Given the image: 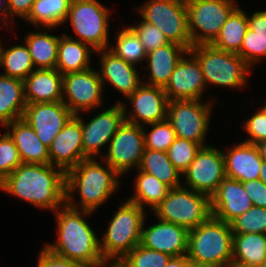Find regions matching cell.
Returning <instances> with one entry per match:
<instances>
[{
    "mask_svg": "<svg viewBox=\"0 0 266 267\" xmlns=\"http://www.w3.org/2000/svg\"><path fill=\"white\" fill-rule=\"evenodd\" d=\"M73 196L66 194V203L54 212L57 219L58 241L55 244L47 243L45 247L85 267H105L108 263L101 254L100 241L84 219V216L92 212L80 211L78 203L73 201Z\"/></svg>",
    "mask_w": 266,
    "mask_h": 267,
    "instance_id": "obj_1",
    "label": "cell"
},
{
    "mask_svg": "<svg viewBox=\"0 0 266 267\" xmlns=\"http://www.w3.org/2000/svg\"><path fill=\"white\" fill-rule=\"evenodd\" d=\"M55 167L22 163L0 182V189L37 208L55 212L66 203V173Z\"/></svg>",
    "mask_w": 266,
    "mask_h": 267,
    "instance_id": "obj_2",
    "label": "cell"
},
{
    "mask_svg": "<svg viewBox=\"0 0 266 267\" xmlns=\"http://www.w3.org/2000/svg\"><path fill=\"white\" fill-rule=\"evenodd\" d=\"M94 158L80 161L66 172V194L78 190L80 210L94 212L119 187V174L106 162L99 164Z\"/></svg>",
    "mask_w": 266,
    "mask_h": 267,
    "instance_id": "obj_3",
    "label": "cell"
},
{
    "mask_svg": "<svg viewBox=\"0 0 266 267\" xmlns=\"http://www.w3.org/2000/svg\"><path fill=\"white\" fill-rule=\"evenodd\" d=\"M186 256L197 267L232 266L231 225L211 215L204 223L189 230Z\"/></svg>",
    "mask_w": 266,
    "mask_h": 267,
    "instance_id": "obj_4",
    "label": "cell"
},
{
    "mask_svg": "<svg viewBox=\"0 0 266 267\" xmlns=\"http://www.w3.org/2000/svg\"><path fill=\"white\" fill-rule=\"evenodd\" d=\"M145 215L142 207L128 200L120 205L100 241L101 254L108 264H117L140 244Z\"/></svg>",
    "mask_w": 266,
    "mask_h": 267,
    "instance_id": "obj_5",
    "label": "cell"
},
{
    "mask_svg": "<svg viewBox=\"0 0 266 267\" xmlns=\"http://www.w3.org/2000/svg\"><path fill=\"white\" fill-rule=\"evenodd\" d=\"M199 62L206 85L244 87L250 66L235 53L223 51L212 44L192 46L189 49Z\"/></svg>",
    "mask_w": 266,
    "mask_h": 267,
    "instance_id": "obj_6",
    "label": "cell"
},
{
    "mask_svg": "<svg viewBox=\"0 0 266 267\" xmlns=\"http://www.w3.org/2000/svg\"><path fill=\"white\" fill-rule=\"evenodd\" d=\"M153 211L156 218L183 226L188 230L196 228L212 215L210 198L184 185L170 189Z\"/></svg>",
    "mask_w": 266,
    "mask_h": 267,
    "instance_id": "obj_7",
    "label": "cell"
},
{
    "mask_svg": "<svg viewBox=\"0 0 266 267\" xmlns=\"http://www.w3.org/2000/svg\"><path fill=\"white\" fill-rule=\"evenodd\" d=\"M186 7L191 43L197 46L212 44L238 6L233 0H186Z\"/></svg>",
    "mask_w": 266,
    "mask_h": 267,
    "instance_id": "obj_8",
    "label": "cell"
},
{
    "mask_svg": "<svg viewBox=\"0 0 266 267\" xmlns=\"http://www.w3.org/2000/svg\"><path fill=\"white\" fill-rule=\"evenodd\" d=\"M110 11L97 0H72L66 21L70 20L78 39L95 51L108 49Z\"/></svg>",
    "mask_w": 266,
    "mask_h": 267,
    "instance_id": "obj_9",
    "label": "cell"
},
{
    "mask_svg": "<svg viewBox=\"0 0 266 267\" xmlns=\"http://www.w3.org/2000/svg\"><path fill=\"white\" fill-rule=\"evenodd\" d=\"M137 10L145 22L155 25L170 42L188 50L192 47L186 0H150Z\"/></svg>",
    "mask_w": 266,
    "mask_h": 267,
    "instance_id": "obj_10",
    "label": "cell"
},
{
    "mask_svg": "<svg viewBox=\"0 0 266 267\" xmlns=\"http://www.w3.org/2000/svg\"><path fill=\"white\" fill-rule=\"evenodd\" d=\"M202 100H172L167 105V120L171 123L176 136L204 145L210 123V102Z\"/></svg>",
    "mask_w": 266,
    "mask_h": 267,
    "instance_id": "obj_11",
    "label": "cell"
},
{
    "mask_svg": "<svg viewBox=\"0 0 266 267\" xmlns=\"http://www.w3.org/2000/svg\"><path fill=\"white\" fill-rule=\"evenodd\" d=\"M103 159L120 176L136 165L138 169L145 150L143 126L123 121L108 144Z\"/></svg>",
    "mask_w": 266,
    "mask_h": 267,
    "instance_id": "obj_12",
    "label": "cell"
},
{
    "mask_svg": "<svg viewBox=\"0 0 266 267\" xmlns=\"http://www.w3.org/2000/svg\"><path fill=\"white\" fill-rule=\"evenodd\" d=\"M62 90V102L74 115L102 106V80L99 72L92 68L64 74Z\"/></svg>",
    "mask_w": 266,
    "mask_h": 267,
    "instance_id": "obj_13",
    "label": "cell"
},
{
    "mask_svg": "<svg viewBox=\"0 0 266 267\" xmlns=\"http://www.w3.org/2000/svg\"><path fill=\"white\" fill-rule=\"evenodd\" d=\"M181 176H185L188 185L184 187L210 198L226 177L223 151L213 146L201 147Z\"/></svg>",
    "mask_w": 266,
    "mask_h": 267,
    "instance_id": "obj_14",
    "label": "cell"
},
{
    "mask_svg": "<svg viewBox=\"0 0 266 267\" xmlns=\"http://www.w3.org/2000/svg\"><path fill=\"white\" fill-rule=\"evenodd\" d=\"M73 115L62 101L42 102L27 104L23 119L34 129L41 142L49 148Z\"/></svg>",
    "mask_w": 266,
    "mask_h": 267,
    "instance_id": "obj_15",
    "label": "cell"
},
{
    "mask_svg": "<svg viewBox=\"0 0 266 267\" xmlns=\"http://www.w3.org/2000/svg\"><path fill=\"white\" fill-rule=\"evenodd\" d=\"M128 99L133 105V111L127 114L126 105L121 103L125 121L144 127V124L162 122L167 119L168 99L162 87L147 85L143 82Z\"/></svg>",
    "mask_w": 266,
    "mask_h": 267,
    "instance_id": "obj_16",
    "label": "cell"
},
{
    "mask_svg": "<svg viewBox=\"0 0 266 267\" xmlns=\"http://www.w3.org/2000/svg\"><path fill=\"white\" fill-rule=\"evenodd\" d=\"M121 103L118 101L114 106L98 113L88 123L80 117L83 152L88 158H94L101 153V147L111 141L123 123L124 109Z\"/></svg>",
    "mask_w": 266,
    "mask_h": 267,
    "instance_id": "obj_17",
    "label": "cell"
},
{
    "mask_svg": "<svg viewBox=\"0 0 266 267\" xmlns=\"http://www.w3.org/2000/svg\"><path fill=\"white\" fill-rule=\"evenodd\" d=\"M187 57L179 61L167 85L163 88L168 101L202 99L203 91L207 86L202 69L198 60L189 51Z\"/></svg>",
    "mask_w": 266,
    "mask_h": 267,
    "instance_id": "obj_18",
    "label": "cell"
},
{
    "mask_svg": "<svg viewBox=\"0 0 266 267\" xmlns=\"http://www.w3.org/2000/svg\"><path fill=\"white\" fill-rule=\"evenodd\" d=\"M80 114L73 115L48 148L50 164L65 173L88 157L83 152Z\"/></svg>",
    "mask_w": 266,
    "mask_h": 267,
    "instance_id": "obj_19",
    "label": "cell"
},
{
    "mask_svg": "<svg viewBox=\"0 0 266 267\" xmlns=\"http://www.w3.org/2000/svg\"><path fill=\"white\" fill-rule=\"evenodd\" d=\"M144 228L142 226L140 245L169 255L170 257L186 256L188 250L189 230L183 226L161 219Z\"/></svg>",
    "mask_w": 266,
    "mask_h": 267,
    "instance_id": "obj_20",
    "label": "cell"
},
{
    "mask_svg": "<svg viewBox=\"0 0 266 267\" xmlns=\"http://www.w3.org/2000/svg\"><path fill=\"white\" fill-rule=\"evenodd\" d=\"M252 206L242 182L229 177L223 179L210 197L212 216L229 224Z\"/></svg>",
    "mask_w": 266,
    "mask_h": 267,
    "instance_id": "obj_21",
    "label": "cell"
},
{
    "mask_svg": "<svg viewBox=\"0 0 266 267\" xmlns=\"http://www.w3.org/2000/svg\"><path fill=\"white\" fill-rule=\"evenodd\" d=\"M95 53L101 55V70L98 72L103 86L107 81L127 98L143 83L135 65L117 57L109 49Z\"/></svg>",
    "mask_w": 266,
    "mask_h": 267,
    "instance_id": "obj_22",
    "label": "cell"
},
{
    "mask_svg": "<svg viewBox=\"0 0 266 267\" xmlns=\"http://www.w3.org/2000/svg\"><path fill=\"white\" fill-rule=\"evenodd\" d=\"M223 155L226 177L240 182L259 179L263 160L256 145L240 142Z\"/></svg>",
    "mask_w": 266,
    "mask_h": 267,
    "instance_id": "obj_23",
    "label": "cell"
},
{
    "mask_svg": "<svg viewBox=\"0 0 266 267\" xmlns=\"http://www.w3.org/2000/svg\"><path fill=\"white\" fill-rule=\"evenodd\" d=\"M24 83L26 104L63 100V75L56 69H34Z\"/></svg>",
    "mask_w": 266,
    "mask_h": 267,
    "instance_id": "obj_24",
    "label": "cell"
},
{
    "mask_svg": "<svg viewBox=\"0 0 266 267\" xmlns=\"http://www.w3.org/2000/svg\"><path fill=\"white\" fill-rule=\"evenodd\" d=\"M6 132L16 145L23 163L50 164L49 150L23 118L5 125Z\"/></svg>",
    "mask_w": 266,
    "mask_h": 267,
    "instance_id": "obj_25",
    "label": "cell"
},
{
    "mask_svg": "<svg viewBox=\"0 0 266 267\" xmlns=\"http://www.w3.org/2000/svg\"><path fill=\"white\" fill-rule=\"evenodd\" d=\"M188 51L184 46L170 42L148 52L146 62H148L149 80L144 84L164 88L177 64Z\"/></svg>",
    "mask_w": 266,
    "mask_h": 267,
    "instance_id": "obj_26",
    "label": "cell"
},
{
    "mask_svg": "<svg viewBox=\"0 0 266 267\" xmlns=\"http://www.w3.org/2000/svg\"><path fill=\"white\" fill-rule=\"evenodd\" d=\"M91 46L76 38L63 34L59 38L56 69L62 74L81 72L90 67Z\"/></svg>",
    "mask_w": 266,
    "mask_h": 267,
    "instance_id": "obj_27",
    "label": "cell"
},
{
    "mask_svg": "<svg viewBox=\"0 0 266 267\" xmlns=\"http://www.w3.org/2000/svg\"><path fill=\"white\" fill-rule=\"evenodd\" d=\"M266 261V234H233L232 267H263Z\"/></svg>",
    "mask_w": 266,
    "mask_h": 267,
    "instance_id": "obj_28",
    "label": "cell"
},
{
    "mask_svg": "<svg viewBox=\"0 0 266 267\" xmlns=\"http://www.w3.org/2000/svg\"><path fill=\"white\" fill-rule=\"evenodd\" d=\"M26 105L23 81L0 74V125L23 118Z\"/></svg>",
    "mask_w": 266,
    "mask_h": 267,
    "instance_id": "obj_29",
    "label": "cell"
},
{
    "mask_svg": "<svg viewBox=\"0 0 266 267\" xmlns=\"http://www.w3.org/2000/svg\"><path fill=\"white\" fill-rule=\"evenodd\" d=\"M60 36L47 32H30L26 35L25 43L36 69H54L57 63V51Z\"/></svg>",
    "mask_w": 266,
    "mask_h": 267,
    "instance_id": "obj_30",
    "label": "cell"
},
{
    "mask_svg": "<svg viewBox=\"0 0 266 267\" xmlns=\"http://www.w3.org/2000/svg\"><path fill=\"white\" fill-rule=\"evenodd\" d=\"M72 0H35L29 15L25 18L40 28H56L65 23Z\"/></svg>",
    "mask_w": 266,
    "mask_h": 267,
    "instance_id": "obj_31",
    "label": "cell"
},
{
    "mask_svg": "<svg viewBox=\"0 0 266 267\" xmlns=\"http://www.w3.org/2000/svg\"><path fill=\"white\" fill-rule=\"evenodd\" d=\"M248 29V15L237 7L220 30L212 45L223 51L238 54Z\"/></svg>",
    "mask_w": 266,
    "mask_h": 267,
    "instance_id": "obj_32",
    "label": "cell"
},
{
    "mask_svg": "<svg viewBox=\"0 0 266 267\" xmlns=\"http://www.w3.org/2000/svg\"><path fill=\"white\" fill-rule=\"evenodd\" d=\"M138 169L153 175L171 189L182 186V174L173 166L166 152L145 149Z\"/></svg>",
    "mask_w": 266,
    "mask_h": 267,
    "instance_id": "obj_33",
    "label": "cell"
},
{
    "mask_svg": "<svg viewBox=\"0 0 266 267\" xmlns=\"http://www.w3.org/2000/svg\"><path fill=\"white\" fill-rule=\"evenodd\" d=\"M137 170L138 176L134 185L135 194L128 201L138 204L143 209L149 206L153 211L163 201L171 188L153 175Z\"/></svg>",
    "mask_w": 266,
    "mask_h": 267,
    "instance_id": "obj_34",
    "label": "cell"
},
{
    "mask_svg": "<svg viewBox=\"0 0 266 267\" xmlns=\"http://www.w3.org/2000/svg\"><path fill=\"white\" fill-rule=\"evenodd\" d=\"M0 66L5 70L3 75L22 81H24L35 68L26 43L25 45L19 44L4 49L0 42Z\"/></svg>",
    "mask_w": 266,
    "mask_h": 267,
    "instance_id": "obj_35",
    "label": "cell"
},
{
    "mask_svg": "<svg viewBox=\"0 0 266 267\" xmlns=\"http://www.w3.org/2000/svg\"><path fill=\"white\" fill-rule=\"evenodd\" d=\"M116 38V46L109 50L124 61L136 65L146 60L147 52L136 33L130 28L125 27Z\"/></svg>",
    "mask_w": 266,
    "mask_h": 267,
    "instance_id": "obj_36",
    "label": "cell"
},
{
    "mask_svg": "<svg viewBox=\"0 0 266 267\" xmlns=\"http://www.w3.org/2000/svg\"><path fill=\"white\" fill-rule=\"evenodd\" d=\"M170 256L142 245L135 246L121 261L119 267H163Z\"/></svg>",
    "mask_w": 266,
    "mask_h": 267,
    "instance_id": "obj_37",
    "label": "cell"
},
{
    "mask_svg": "<svg viewBox=\"0 0 266 267\" xmlns=\"http://www.w3.org/2000/svg\"><path fill=\"white\" fill-rule=\"evenodd\" d=\"M233 234H266V208L252 206L231 223Z\"/></svg>",
    "mask_w": 266,
    "mask_h": 267,
    "instance_id": "obj_38",
    "label": "cell"
},
{
    "mask_svg": "<svg viewBox=\"0 0 266 267\" xmlns=\"http://www.w3.org/2000/svg\"><path fill=\"white\" fill-rule=\"evenodd\" d=\"M201 145L182 138H176L166 153L173 166L183 174L195 159Z\"/></svg>",
    "mask_w": 266,
    "mask_h": 267,
    "instance_id": "obj_39",
    "label": "cell"
},
{
    "mask_svg": "<svg viewBox=\"0 0 266 267\" xmlns=\"http://www.w3.org/2000/svg\"><path fill=\"white\" fill-rule=\"evenodd\" d=\"M148 125L152 126V130L147 133L143 128L145 149L166 152L177 138L171 123L166 119Z\"/></svg>",
    "mask_w": 266,
    "mask_h": 267,
    "instance_id": "obj_40",
    "label": "cell"
},
{
    "mask_svg": "<svg viewBox=\"0 0 266 267\" xmlns=\"http://www.w3.org/2000/svg\"><path fill=\"white\" fill-rule=\"evenodd\" d=\"M23 162L19 151L7 132L0 137V182Z\"/></svg>",
    "mask_w": 266,
    "mask_h": 267,
    "instance_id": "obj_41",
    "label": "cell"
},
{
    "mask_svg": "<svg viewBox=\"0 0 266 267\" xmlns=\"http://www.w3.org/2000/svg\"><path fill=\"white\" fill-rule=\"evenodd\" d=\"M238 55L252 68L262 57H266V40L248 28Z\"/></svg>",
    "mask_w": 266,
    "mask_h": 267,
    "instance_id": "obj_42",
    "label": "cell"
},
{
    "mask_svg": "<svg viewBox=\"0 0 266 267\" xmlns=\"http://www.w3.org/2000/svg\"><path fill=\"white\" fill-rule=\"evenodd\" d=\"M129 27L136 33L147 53L170 43L161 30L144 20L137 26L134 25Z\"/></svg>",
    "mask_w": 266,
    "mask_h": 267,
    "instance_id": "obj_43",
    "label": "cell"
},
{
    "mask_svg": "<svg viewBox=\"0 0 266 267\" xmlns=\"http://www.w3.org/2000/svg\"><path fill=\"white\" fill-rule=\"evenodd\" d=\"M243 127L249 136L244 142L256 145L266 140V115L261 109L252 117L248 118L244 122Z\"/></svg>",
    "mask_w": 266,
    "mask_h": 267,
    "instance_id": "obj_44",
    "label": "cell"
},
{
    "mask_svg": "<svg viewBox=\"0 0 266 267\" xmlns=\"http://www.w3.org/2000/svg\"><path fill=\"white\" fill-rule=\"evenodd\" d=\"M37 267H85L74 260L67 259L50 251L45 246L41 249Z\"/></svg>",
    "mask_w": 266,
    "mask_h": 267,
    "instance_id": "obj_45",
    "label": "cell"
},
{
    "mask_svg": "<svg viewBox=\"0 0 266 267\" xmlns=\"http://www.w3.org/2000/svg\"><path fill=\"white\" fill-rule=\"evenodd\" d=\"M244 190L248 194L252 205L266 208V184L260 179L242 182Z\"/></svg>",
    "mask_w": 266,
    "mask_h": 267,
    "instance_id": "obj_46",
    "label": "cell"
},
{
    "mask_svg": "<svg viewBox=\"0 0 266 267\" xmlns=\"http://www.w3.org/2000/svg\"><path fill=\"white\" fill-rule=\"evenodd\" d=\"M248 28L266 40V10L256 11L251 17L248 16Z\"/></svg>",
    "mask_w": 266,
    "mask_h": 267,
    "instance_id": "obj_47",
    "label": "cell"
},
{
    "mask_svg": "<svg viewBox=\"0 0 266 267\" xmlns=\"http://www.w3.org/2000/svg\"><path fill=\"white\" fill-rule=\"evenodd\" d=\"M35 0H8V11L11 16L26 18Z\"/></svg>",
    "mask_w": 266,
    "mask_h": 267,
    "instance_id": "obj_48",
    "label": "cell"
},
{
    "mask_svg": "<svg viewBox=\"0 0 266 267\" xmlns=\"http://www.w3.org/2000/svg\"><path fill=\"white\" fill-rule=\"evenodd\" d=\"M163 267H197L187 256L171 257Z\"/></svg>",
    "mask_w": 266,
    "mask_h": 267,
    "instance_id": "obj_49",
    "label": "cell"
},
{
    "mask_svg": "<svg viewBox=\"0 0 266 267\" xmlns=\"http://www.w3.org/2000/svg\"><path fill=\"white\" fill-rule=\"evenodd\" d=\"M0 21L1 19L4 21L5 24L8 21V18L10 17L9 11H8V0H0ZM9 16V17H8Z\"/></svg>",
    "mask_w": 266,
    "mask_h": 267,
    "instance_id": "obj_50",
    "label": "cell"
},
{
    "mask_svg": "<svg viewBox=\"0 0 266 267\" xmlns=\"http://www.w3.org/2000/svg\"><path fill=\"white\" fill-rule=\"evenodd\" d=\"M256 146L259 150L260 157L266 161V140L257 143Z\"/></svg>",
    "mask_w": 266,
    "mask_h": 267,
    "instance_id": "obj_51",
    "label": "cell"
},
{
    "mask_svg": "<svg viewBox=\"0 0 266 267\" xmlns=\"http://www.w3.org/2000/svg\"><path fill=\"white\" fill-rule=\"evenodd\" d=\"M259 179L266 184V161L263 160Z\"/></svg>",
    "mask_w": 266,
    "mask_h": 267,
    "instance_id": "obj_52",
    "label": "cell"
},
{
    "mask_svg": "<svg viewBox=\"0 0 266 267\" xmlns=\"http://www.w3.org/2000/svg\"><path fill=\"white\" fill-rule=\"evenodd\" d=\"M105 267H119L117 264H108V266L106 265Z\"/></svg>",
    "mask_w": 266,
    "mask_h": 267,
    "instance_id": "obj_53",
    "label": "cell"
},
{
    "mask_svg": "<svg viewBox=\"0 0 266 267\" xmlns=\"http://www.w3.org/2000/svg\"><path fill=\"white\" fill-rule=\"evenodd\" d=\"M261 110L265 113L266 115V103L264 104V106L261 108Z\"/></svg>",
    "mask_w": 266,
    "mask_h": 267,
    "instance_id": "obj_54",
    "label": "cell"
}]
</instances>
